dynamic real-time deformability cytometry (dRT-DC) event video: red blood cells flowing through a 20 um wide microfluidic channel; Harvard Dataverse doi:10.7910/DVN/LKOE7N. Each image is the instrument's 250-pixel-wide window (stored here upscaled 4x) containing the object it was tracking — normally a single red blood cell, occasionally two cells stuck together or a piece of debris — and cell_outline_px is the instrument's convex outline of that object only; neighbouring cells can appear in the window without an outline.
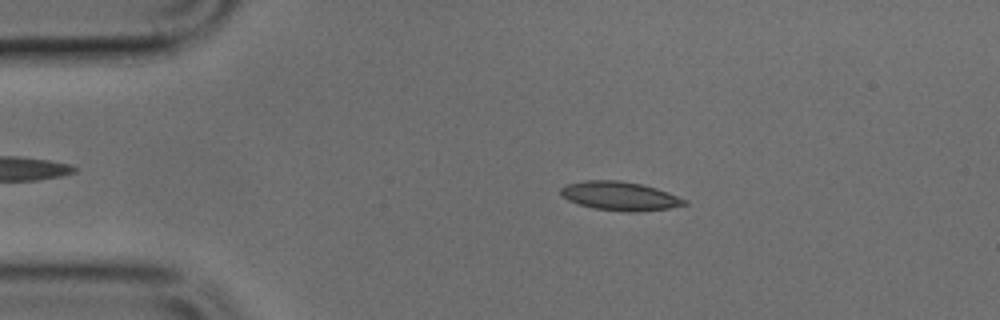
{"species": "common noctule bat (a hibernating species)", "species_latin": "Nyctalus noctula", "temperature_condition": "cold", "stored_images_in_passage": 47, "camera_frame_rate_fps": 3000, "um_per_image_px": 0.085, "animal": {"sex": "male", "body_mass_g": 17.9, "forearm_length_mm": 54.2}, "frame": {"image": 1, "passage_image": 8, "time_ms": 2.333, "image_size_px": [1000, 320], "cell_outline_px": [[688, 204], [668, 208], [636, 212], [628, 212], [592, 208], [568, 200], [560, 196], [560, 188], [568, 184], [584, 180], [620, 180], [640, 184], [656, 188], [668, 192], [688, 200]], "centroid_in_image_um": [52.68, 16.66], "position_along_channel_um": 32.3, "area_um2": 20.81}}
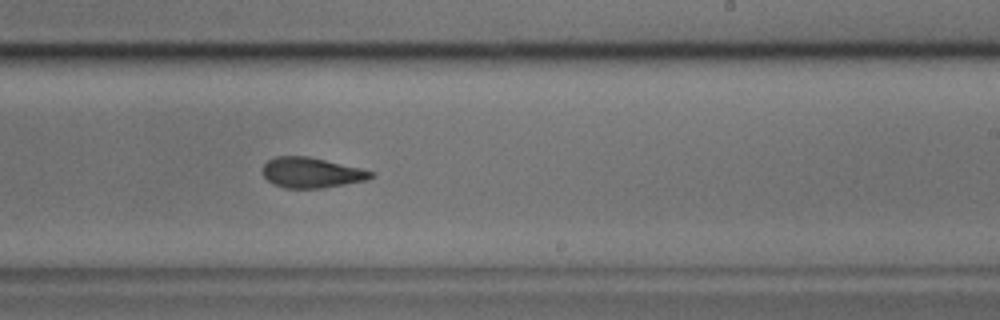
{"frame": {"image": 2, "passage_image": 28, "time_ms": 9.0, "image_size_px": [1000, 320], "cell_outline_px": [[376, 172], [372, 176], [364, 180], [324, 188], [284, 188], [272, 184], [260, 172], [264, 164], [268, 160], [276, 156], [308, 156], [360, 168]], "centroid_in_image_um": [26.41, 14.67], "position_along_channel_um": 262.6, "area_um2": 19.13}}
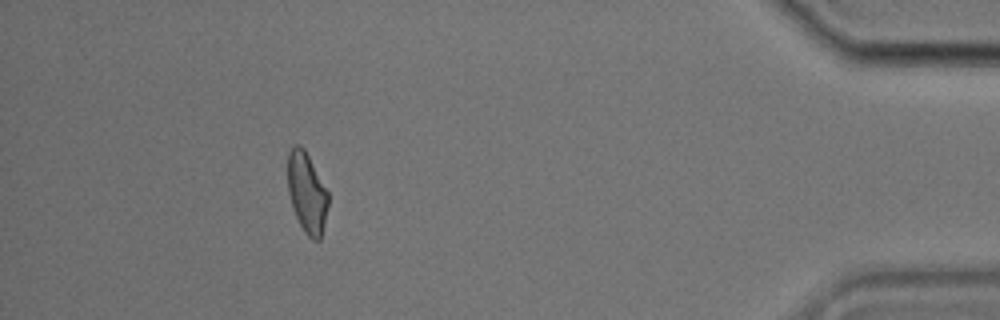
{"frame": {"image": 3, "passage_image": 43, "time_ms": 14.0, "image_size_px": [1000, 320], "cell_outline_px": [[328, 204], [320, 240], [312, 240], [304, 232], [292, 208], [288, 192], [288, 152], [292, 144], [300, 144], [304, 148], [328, 192]], "centroid_in_image_um": [26.06, 16.36], "position_along_channel_um": 409.1, "area_um2": 18.9}}